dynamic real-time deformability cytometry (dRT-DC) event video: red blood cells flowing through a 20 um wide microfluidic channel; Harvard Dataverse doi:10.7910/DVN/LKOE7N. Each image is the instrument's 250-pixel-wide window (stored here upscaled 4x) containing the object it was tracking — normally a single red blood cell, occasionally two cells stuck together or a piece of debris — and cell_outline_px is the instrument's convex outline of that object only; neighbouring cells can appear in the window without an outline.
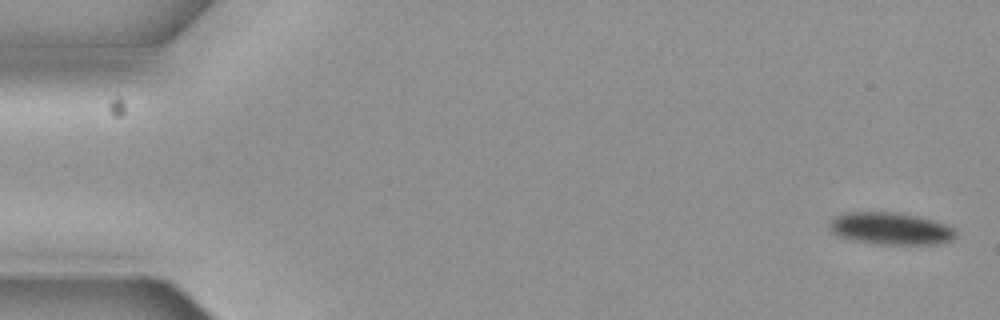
{"species": "common noctule bat (a hibernating species)", "species_latin": "Nyctalus noctula", "temperature_condition": "cold", "stored_images_in_passage": 5, "camera_frame_rate_fps": 3000, "um_per_image_px": 0.085, "animal": {"sex": "female", "body_mass_g": 19.3, "forearm_length_mm": 54.1}, "frame": {"image": 1, "passage_image": 1, "time_ms": 0.0, "image_size_px": [1000, 320], "cell_outline_px": [[956, 236], [952, 240], [940, 244], [880, 244], [856, 240], [840, 236], [832, 232], [828, 228], [828, 224], [832, 216], [844, 212], [896, 212], [936, 220], [948, 224], [956, 232]], "centroid_in_image_um": [75.7, 19.41], "position_along_channel_um": 9.3, "area_um2": 23.87}}
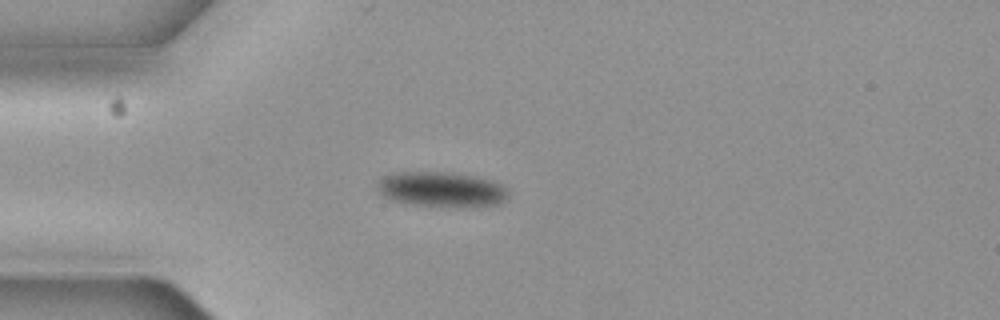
{"frame": {"image": 2, "passage_image": 5, "time_ms": 1.333, "image_size_px": [1000, 320], "cell_outline_px": [[508, 196], [500, 204], [412, 204], [392, 200], [384, 196], [376, 188], [376, 184], [384, 176], [396, 172], [448, 172], [476, 176], [492, 180], [504, 184], [508, 192]], "centroid_in_image_um": [37.5, 16.04], "position_along_channel_um": 47.5, "area_um2": 25.89}}